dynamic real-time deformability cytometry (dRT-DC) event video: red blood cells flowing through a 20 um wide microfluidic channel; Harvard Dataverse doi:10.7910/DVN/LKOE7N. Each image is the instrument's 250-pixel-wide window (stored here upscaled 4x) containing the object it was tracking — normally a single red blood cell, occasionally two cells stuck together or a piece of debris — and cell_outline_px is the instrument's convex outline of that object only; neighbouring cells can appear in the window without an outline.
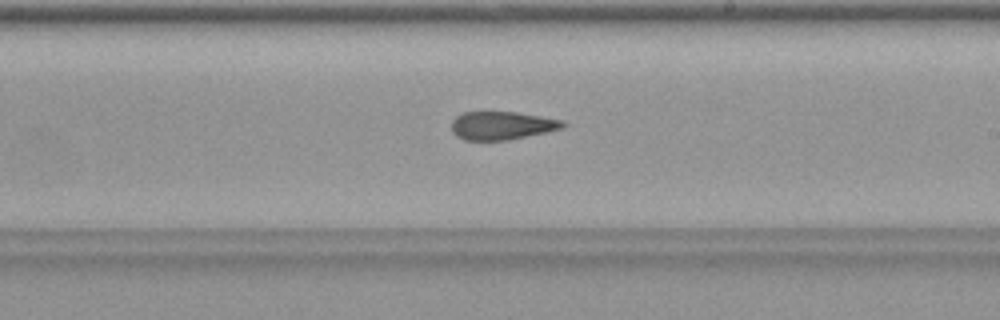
{"species": "common noctule bat (a hibernating species)", "species_latin": "Nyctalus noctula", "temperature_condition": "warm", "stored_images_in_passage": 39, "camera_frame_rate_fps": 3000, "um_per_image_px": 0.085, "animal": {"sex": "female", "body_mass_g": 19.9}, "frame": {"image": 1, "passage_image": 22, "time_ms": 7.0, "image_size_px": [1000, 320], "cell_outline_px": [[568, 124], [564, 128], [508, 140], [464, 140], [456, 136], [452, 132], [452, 120], [456, 116], [464, 112], [516, 112], [564, 120]], "centroid_in_image_um": [42.67, 10.67], "position_along_channel_um": 246.3, "area_um2": 18.38}}
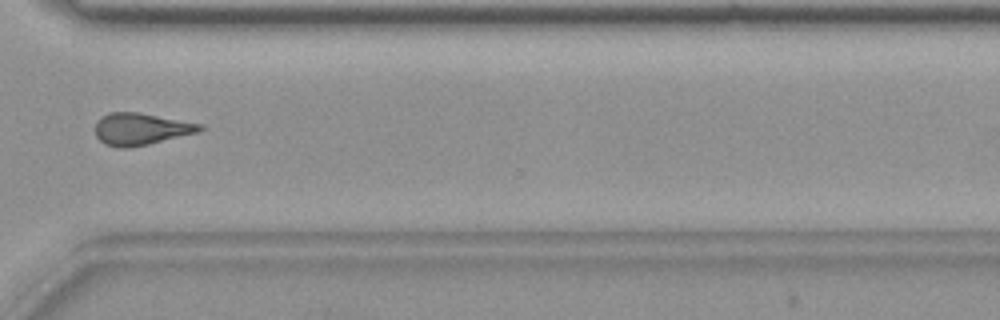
{"frame": {"image": 2, "passage_image": 29, "time_ms": 9.333, "image_size_px": [1000, 320], "cell_outline_px": [[204, 128], [196, 132], [148, 144], [128, 148], [120, 148], [104, 144], [96, 136], [96, 120], [100, 116], [108, 112], [140, 112], [204, 124]], "centroid_in_image_um": [11.94, 10.95], "position_along_channel_um": 358.7, "area_um2": 19.54}}
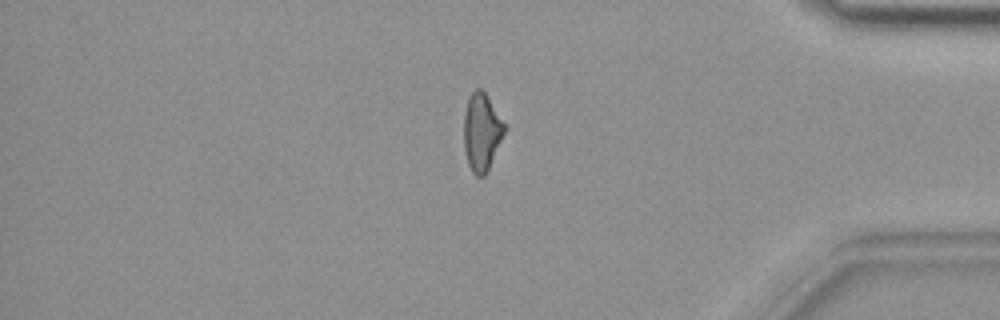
{"frame": {"image": 3, "passage_image": 33, "time_ms": 10.667, "image_size_px": [1000, 320], "cell_outline_px": [[504, 132], [488, 168], [484, 176], [476, 176], [472, 172], [468, 164], [464, 148], [464, 112], [468, 96], [476, 88], [480, 88], [488, 96], [504, 124]], "centroid_in_image_um": [40.9, 11.19], "position_along_channel_um": 394.3, "area_um2": 17.98}}